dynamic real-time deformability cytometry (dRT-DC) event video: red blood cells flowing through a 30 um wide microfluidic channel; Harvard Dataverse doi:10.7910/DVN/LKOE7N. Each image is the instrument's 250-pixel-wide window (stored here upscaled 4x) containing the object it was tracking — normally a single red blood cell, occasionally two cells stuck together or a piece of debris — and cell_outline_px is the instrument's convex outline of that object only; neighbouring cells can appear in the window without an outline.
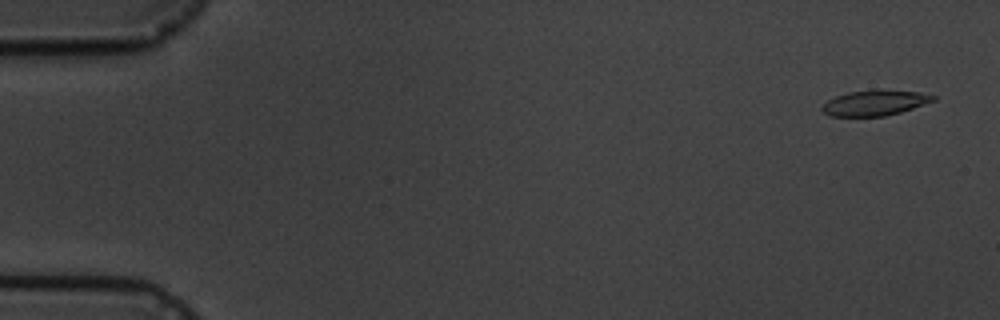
{"species": "common noctule bat (a hibernating species)", "species_latin": "Nyctalus noctula", "temperature_condition": "cold", "stored_images_in_passage": 5, "camera_frame_rate_fps": 3000, "um_per_image_px": 0.085, "animal": {"sex": "male", "body_mass_g": 19.5, "forearm_length_mm": 54.6}, "frame": {"image": 1, "passage_image": 1, "time_ms": 0.0, "image_size_px": [1000, 320], "cell_outline_px": [[936, 100], [900, 112], [884, 116], [828, 116], [820, 108], [828, 100], [836, 96], [848, 92], [876, 88], [920, 92], [936, 96]], "centroid_in_image_um": [74.36, 8.72], "position_along_channel_um": 10.6, "area_um2": 16.65}}
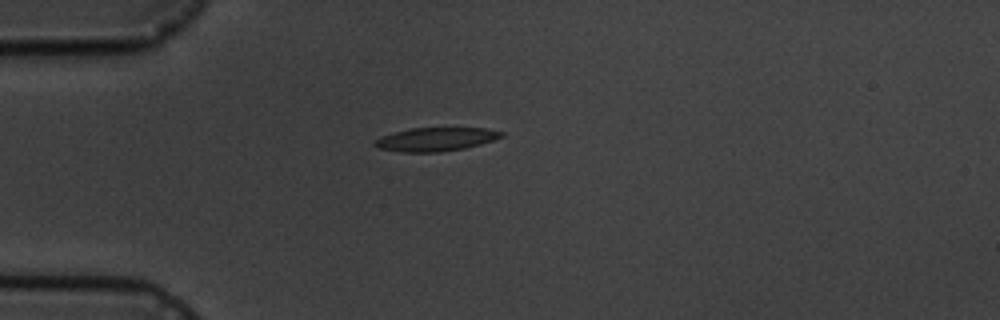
{"frame": {"image": 2, "passage_image": 5, "time_ms": 4.333, "image_size_px": [1000, 320], "cell_outline_px": [[504, 136], [480, 144], [464, 148], [440, 152], [404, 152], [376, 148], [372, 144], [380, 136], [412, 128], [484, 128], [504, 132]], "centroid_in_image_um": [37.02, 11.84], "position_along_channel_um": 48.0, "area_um2": 17.28}}